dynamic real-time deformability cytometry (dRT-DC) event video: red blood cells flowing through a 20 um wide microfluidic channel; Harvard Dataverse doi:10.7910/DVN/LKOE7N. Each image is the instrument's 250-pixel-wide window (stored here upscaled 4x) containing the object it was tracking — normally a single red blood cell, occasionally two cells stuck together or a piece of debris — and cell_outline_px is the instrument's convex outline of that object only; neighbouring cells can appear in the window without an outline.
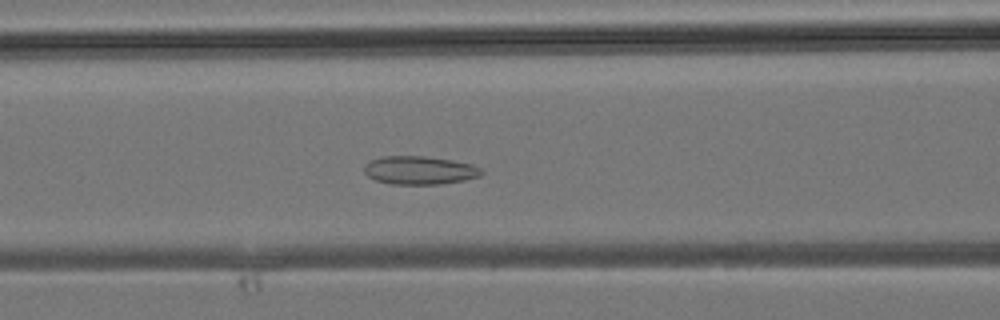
{"species": "common noctule bat (a hibernating species)", "species_latin": "Nyctalus noctula", "temperature_condition": "room temperature", "stored_images_in_passage": 38, "camera_frame_rate_fps": 3000, "um_per_image_px": 0.085, "animal": {"sex": "male", "body_mass_g": 19.2, "forearm_length_mm": 51.8}, "frame": {"image": 1, "passage_image": 16, "time_ms": 5.0, "image_size_px": [1000, 320], "cell_outline_px": [[484, 172], [480, 176], [464, 180], [440, 184], [392, 184], [376, 180], [368, 176], [364, 172], [364, 168], [372, 160], [384, 156], [424, 156], [452, 160], [472, 164], [480, 168]], "centroid_in_image_um": [35.7, 14.47], "position_along_channel_um": 130.9, "area_um2": 19.19}}
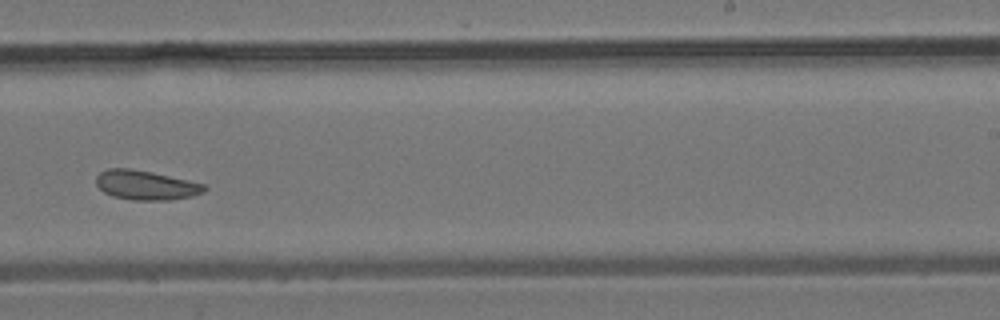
{"frame": {"image": 2, "passage_image": 24, "time_ms": 7.667, "image_size_px": [1000, 320], "cell_outline_px": [[208, 188], [204, 192], [192, 196], [168, 200], [132, 200], [112, 196], [104, 192], [96, 184], [96, 176], [100, 172], [108, 168], [132, 168], [152, 172], [188, 180], [204, 184]], "centroid_in_image_um": [12.39, 15.73], "position_along_channel_um": 276.6, "area_um2": 18.61}}
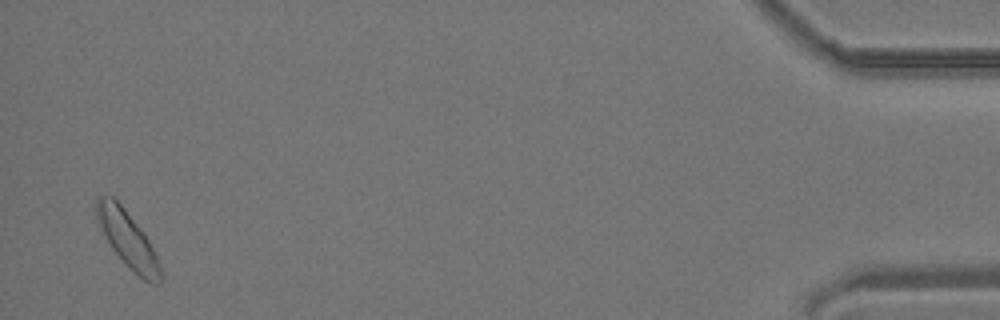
{"frame": {"image": 3, "passage_image": 37, "time_ms": 12.0, "image_size_px": [1000, 320], "cell_outline_px": [[164, 276], [160, 284], [152, 284], [144, 280], [128, 268], [112, 248], [100, 224], [96, 208], [96, 196], [112, 196], [120, 204], [140, 228], [148, 240], [160, 264]], "centroid_in_image_um": [10.91, 20.41], "position_along_channel_um": 424.3, "area_um2": 20.4}}